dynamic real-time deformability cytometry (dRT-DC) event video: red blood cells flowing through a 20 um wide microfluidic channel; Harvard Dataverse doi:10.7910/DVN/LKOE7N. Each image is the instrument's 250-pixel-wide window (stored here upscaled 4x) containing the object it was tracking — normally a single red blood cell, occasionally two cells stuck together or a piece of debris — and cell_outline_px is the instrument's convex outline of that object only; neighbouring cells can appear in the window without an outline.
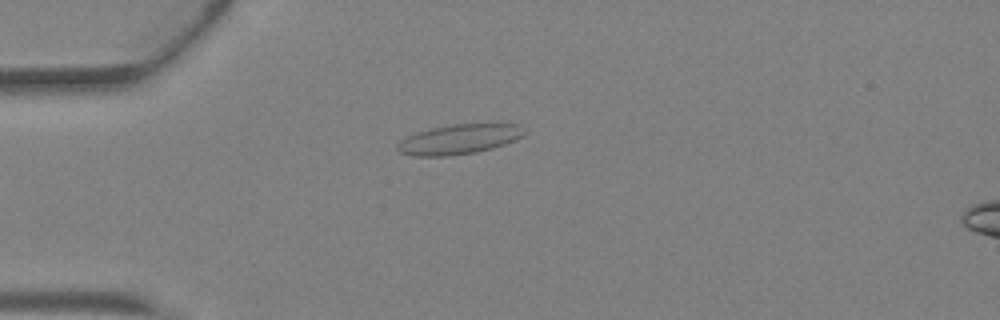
{"species": "Egyptian fruit bat (a non-hibernating species)", "species_latin": "Rousettus aegyptiacus", "temperature_condition": "warm", "stored_images_in_passage": 37, "camera_frame_rate_fps": 3000, "um_per_image_px": 0.085, "animal": {"sex": "female"}, "frame": {"image": 1, "passage_image": 6, "time_ms": 1.667, "image_size_px": [1000, 320], "cell_outline_px": [[528, 132], [524, 136], [504, 144], [492, 148], [476, 152], [448, 156], [416, 156], [400, 152], [396, 148], [396, 144], [400, 140], [416, 132], [432, 128], [452, 124], [520, 124]], "centroid_in_image_um": [39.04, 11.83], "position_along_channel_um": 46.0, "area_um2": 22.08}}
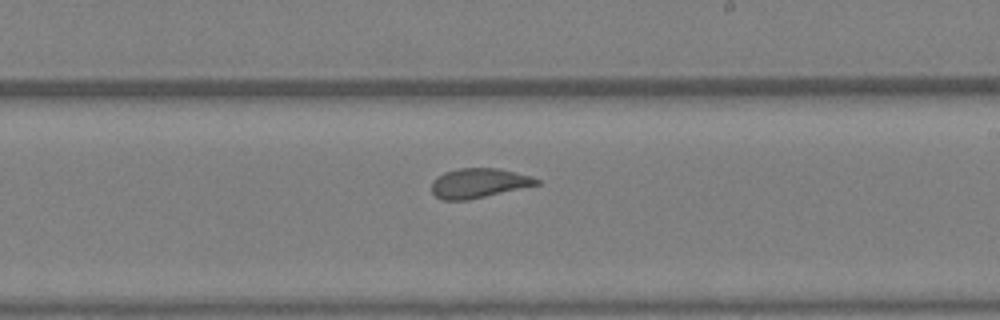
{"frame": {"image": 2, "passage_image": 20, "time_ms": 6.333, "image_size_px": [1000, 320], "cell_outline_px": [[540, 184], [468, 200], [444, 200], [436, 196], [432, 192], [432, 180], [436, 176], [444, 172], [460, 168], [500, 168], [528, 176], [540, 180]], "centroid_in_image_um": [40.65, 15.56], "position_along_channel_um": 248.3, "area_um2": 17.98}}
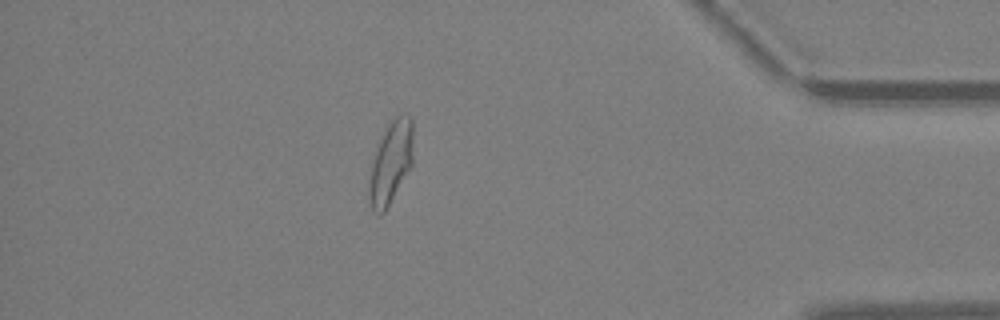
{"frame": {"image": 3, "passage_image": 32, "time_ms": 10.333, "image_size_px": [1000, 320], "cell_outline_px": [[412, 164], [384, 212], [380, 216], [372, 208], [368, 200], [368, 188], [372, 164], [380, 140], [388, 120], [396, 116], [408, 116], [412, 120]], "centroid_in_image_um": [33.2, 13.81], "position_along_channel_um": 402.0, "area_um2": 20.69}, "authors_computed_cell_mechanics": {"area_um2": 19.5942, "velocity_mm_per_s": 4.8045, "shape_relaxation_time_tau1_ms": 7.1663, "shape_relaxation_time_tau2_ms": 0.7762, "deformation_change_tau1": 0.2234, "deformation_change_tau2": 0.0558}}